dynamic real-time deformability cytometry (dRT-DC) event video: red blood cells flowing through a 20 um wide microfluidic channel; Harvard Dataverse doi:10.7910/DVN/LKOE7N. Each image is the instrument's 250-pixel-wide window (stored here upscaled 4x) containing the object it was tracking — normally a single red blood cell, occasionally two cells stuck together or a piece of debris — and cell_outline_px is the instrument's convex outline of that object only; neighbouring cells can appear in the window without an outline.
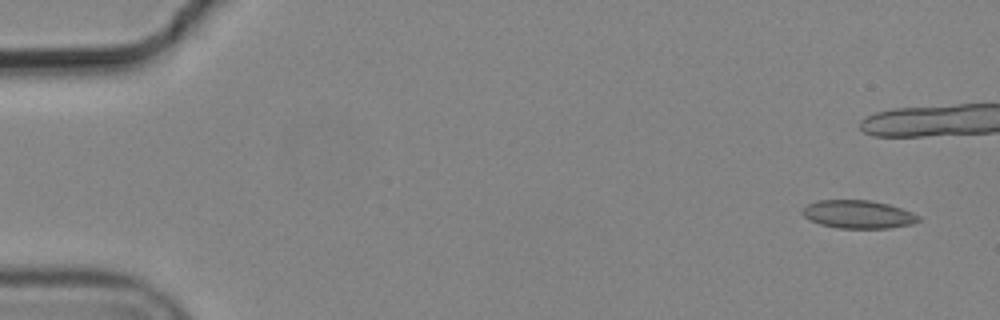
{"species": "common noctule bat (a hibernating species)", "species_latin": "Nyctalus noctula", "temperature_condition": "cold", "stored_images_in_passage": 8, "camera_frame_rate_fps": 3000, "um_per_image_px": 0.085, "animal": {"sex": "male", "body_mass_g": 19.2, "forearm_length_mm": 51.8}, "frame": {"image": 1, "passage_image": 1, "time_ms": 0.0, "image_size_px": [1000, 320], "cell_outline_px": [[920, 220], [912, 224], [888, 228], [840, 228], [820, 224], [804, 216], [800, 212], [808, 204], [816, 200], [872, 200], [888, 204], [912, 212], [920, 216]], "centroid_in_image_um": [72.95, 18.21], "position_along_channel_um": 12.0, "area_um2": 18.96}}
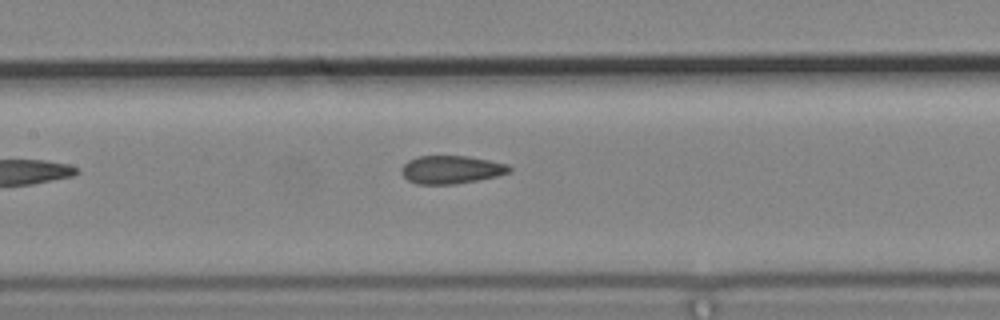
{"frame": {"image": 2, "passage_image": 8, "time_ms": 2.333, "image_size_px": [1000, 320], "cell_outline_px": [[512, 172], [496, 176], [456, 184], [416, 184], [408, 180], [400, 172], [400, 168], [408, 160], [420, 156], [468, 156], [508, 164], [512, 168]], "centroid_in_image_um": [38.35, 14.42], "position_along_channel_um": 169.1, "area_um2": 17.69}}